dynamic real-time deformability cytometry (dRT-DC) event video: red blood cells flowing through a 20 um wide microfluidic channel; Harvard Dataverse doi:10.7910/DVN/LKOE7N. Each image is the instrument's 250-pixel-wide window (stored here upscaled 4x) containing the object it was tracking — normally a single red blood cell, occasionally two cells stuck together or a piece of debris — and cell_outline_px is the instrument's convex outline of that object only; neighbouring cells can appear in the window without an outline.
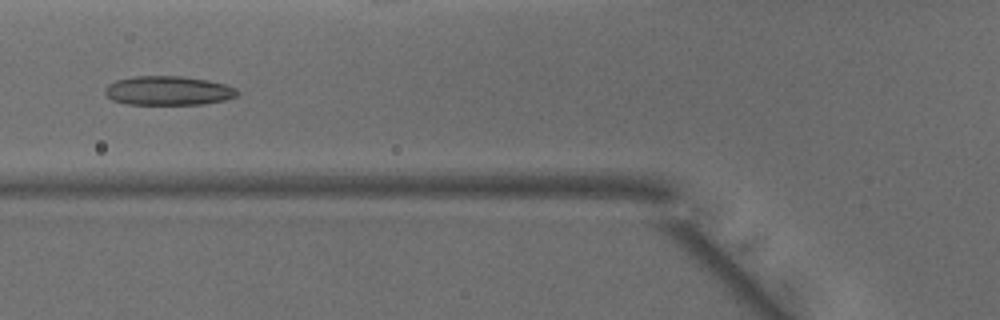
{"species": "common noctule bat (a hibernating species)", "species_latin": "Nyctalus noctula", "temperature_condition": "warm", "stored_images_in_passage": 36, "camera_frame_rate_fps": 3000, "um_per_image_px": 0.085, "animal": {"sex": "male", "body_mass_g": 15.6}, "frame": {"image": 1, "passage_image": 6, "time_ms": 1.667, "image_size_px": [1000, 320], "cell_outline_px": [[240, 92], [236, 96], [224, 100], [204, 104], [128, 104], [112, 100], [104, 92], [104, 88], [108, 84], [116, 80], [132, 76], [180, 76], [208, 80], [224, 84], [236, 88]], "centroid_in_image_um": [14.29, 7.7], "position_along_channel_um": 111.5, "area_um2": 22.48}}
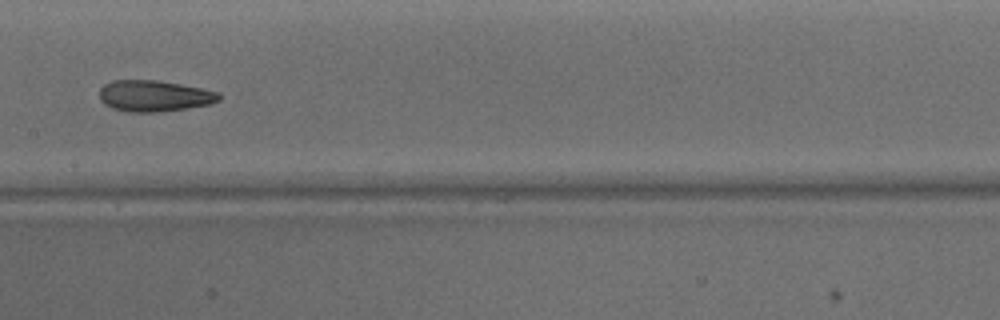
{"frame": {"image": 2, "passage_image": 12, "time_ms": 3.667, "image_size_px": [1000, 320], "cell_outline_px": [[220, 100], [208, 104], [188, 108], [156, 112], [128, 112], [112, 108], [104, 104], [100, 100], [100, 88], [104, 84], [112, 80], [160, 80], [220, 92]], "centroid_in_image_um": [13.09, 8.15], "position_along_channel_um": 194.3, "area_um2": 21.79}}
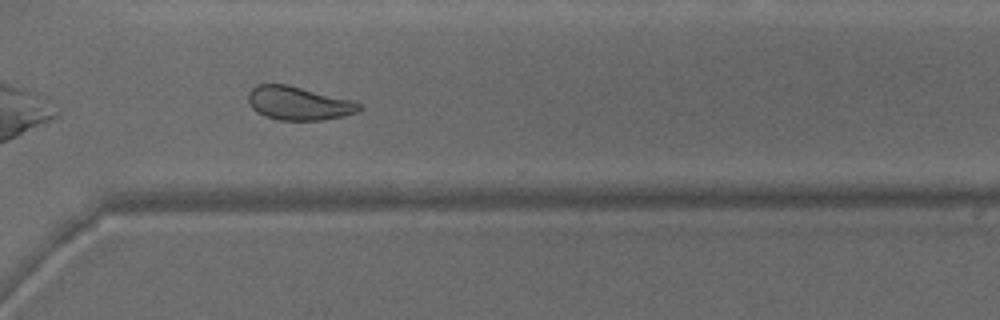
{"frame": {"image": 3, "passage_image": 23, "time_ms": 7.333, "image_size_px": [1000, 320], "cell_outline_px": [[364, 108], [356, 112], [344, 116], [324, 120], [280, 120], [264, 116], [256, 112], [252, 108], [248, 100], [248, 92], [256, 84], [288, 84], [352, 100], [360, 104]], "centroid_in_image_um": [25.37, 8.77], "position_along_channel_um": 345.2, "area_um2": 21.85}, "authors_computed_cell_mechanics": {"area_um2": 22.3975, "velocity_mm_per_s": 4.1222, "shape_relaxation_time_tau1_ms": 7.9524, "shape_relaxation_time_tau2_ms": 2.1599, "deformation_change_tau1": 0.1743, "deformation_change_tau2": 0.0869}}